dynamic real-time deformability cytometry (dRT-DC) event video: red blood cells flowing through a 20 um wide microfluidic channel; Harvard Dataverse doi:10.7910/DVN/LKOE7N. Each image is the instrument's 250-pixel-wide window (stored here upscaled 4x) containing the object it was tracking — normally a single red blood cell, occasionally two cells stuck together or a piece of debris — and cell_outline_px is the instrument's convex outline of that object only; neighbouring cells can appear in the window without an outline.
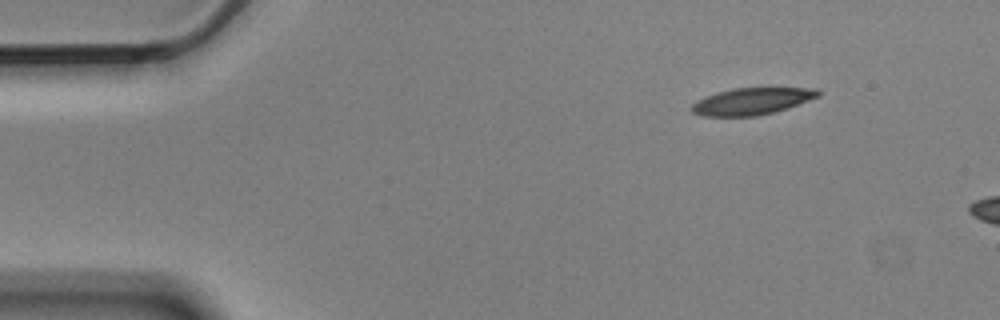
{"species": "Egyptian fruit bat (a non-hibernating species)", "species_latin": "Rousettus aegyptiacus", "temperature_condition": "cold", "stored_images_in_passage": 3, "camera_frame_rate_fps": 3000, "um_per_image_px": 0.085, "animal": {"sex": "male"}, "frame": {"image": 1, "passage_image": 1, "time_ms": 0.0, "image_size_px": [1000, 320], "cell_outline_px": [[820, 96], [772, 112], [756, 116], [704, 116], [692, 112], [688, 108], [696, 100], [716, 92], [732, 88], [768, 84], [816, 88], [820, 92]], "centroid_in_image_um": [63.93, 8.53], "position_along_channel_um": 21.1, "area_um2": 20.81}}